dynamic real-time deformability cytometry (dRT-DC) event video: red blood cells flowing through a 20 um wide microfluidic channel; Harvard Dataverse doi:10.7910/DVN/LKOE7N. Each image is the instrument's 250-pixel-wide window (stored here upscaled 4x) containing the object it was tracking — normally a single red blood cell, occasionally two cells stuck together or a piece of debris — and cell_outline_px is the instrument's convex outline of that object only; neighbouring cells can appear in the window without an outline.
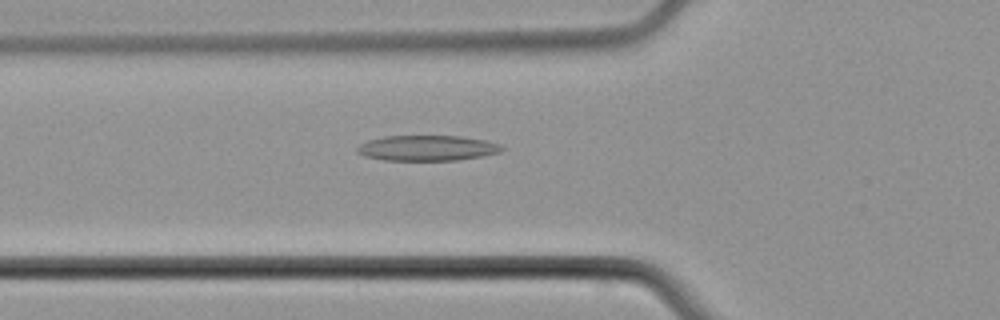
{"species": "common noctule bat (a hibernating species)", "species_latin": "Nyctalus noctula", "temperature_condition": "cold", "stored_images_in_passage": 27, "camera_frame_rate_fps": 3000, "um_per_image_px": 0.085, "animal": {"sex": "male", "body_mass_g": 21.5, "forearm_length_mm": 52.0}, "frame": {"image": 1, "passage_image": 17, "time_ms": 5.333, "image_size_px": [1000, 320], "cell_outline_px": [[504, 148], [500, 152], [484, 156], [456, 160], [384, 160], [364, 156], [356, 152], [356, 148], [360, 144], [368, 140], [384, 136], [460, 136], [484, 140], [500, 144]], "centroid_in_image_um": [36.29, 12.58], "position_along_channel_um": 89.5, "area_um2": 21.44}}
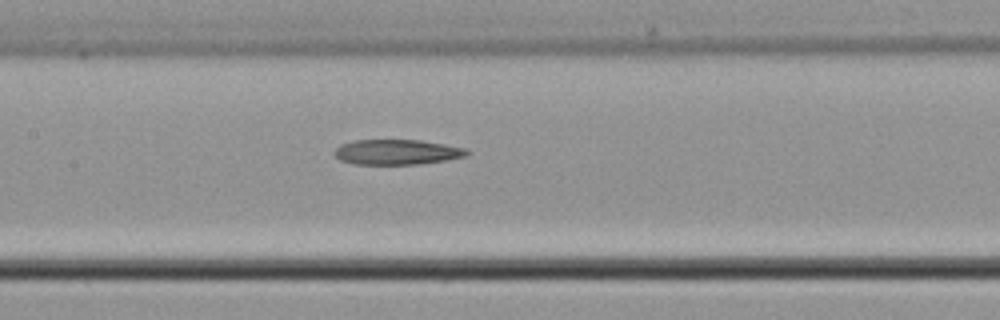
{"frame": {"image": 2, "passage_image": 23, "time_ms": 7.333, "image_size_px": [1000, 320], "cell_outline_px": [[472, 152], [468, 156], [420, 164], [352, 164], [340, 160], [336, 156], [336, 148], [340, 144], [352, 140], [420, 140], [444, 144], [464, 148]], "centroid_in_image_um": [33.75, 12.92], "position_along_channel_um": 173.6, "area_um2": 19.42}}
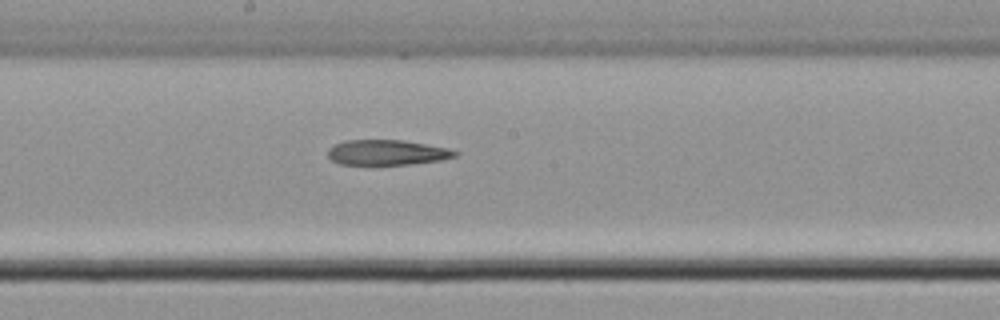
{"frame": {"image": 3, "passage_image": 26, "time_ms": 8.333, "image_size_px": [1000, 320], "cell_outline_px": [[460, 152], [456, 156], [440, 160], [408, 164], [340, 164], [332, 160], [328, 156], [328, 148], [344, 140], [404, 140], [448, 148]], "centroid_in_image_um": [32.9, 12.95], "position_along_channel_um": 215.3, "area_um2": 18.55}}